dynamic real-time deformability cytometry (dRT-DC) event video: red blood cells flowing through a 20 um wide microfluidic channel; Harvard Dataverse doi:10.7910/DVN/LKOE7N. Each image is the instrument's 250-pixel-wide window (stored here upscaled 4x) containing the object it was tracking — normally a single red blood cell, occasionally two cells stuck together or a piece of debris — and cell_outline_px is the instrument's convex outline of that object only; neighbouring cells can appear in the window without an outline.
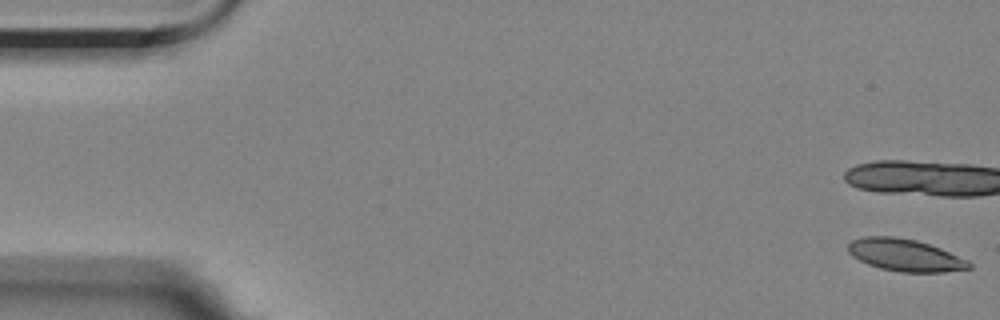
{"species": "Egyptian fruit bat (a non-hibernating species)", "species_latin": "Rousettus aegyptiacus", "temperature_condition": "room temperature", "stored_images_in_passage": 14, "camera_frame_rate_fps": 3000, "um_per_image_px": 0.085, "animal": {"sex": "female"}, "frame": {"image": 1, "passage_image": 1, "time_ms": 0.0, "image_size_px": [1000, 320], "cell_outline_px": [[972, 268], [944, 272], [900, 272], [880, 268], [868, 264], [852, 256], [848, 252], [848, 244], [852, 240], [864, 236], [896, 236], [916, 240], [940, 248], [968, 260], [972, 264]], "centroid_in_image_um": [76.93, 21.68], "position_along_channel_um": 8.1, "area_um2": 22.72}}